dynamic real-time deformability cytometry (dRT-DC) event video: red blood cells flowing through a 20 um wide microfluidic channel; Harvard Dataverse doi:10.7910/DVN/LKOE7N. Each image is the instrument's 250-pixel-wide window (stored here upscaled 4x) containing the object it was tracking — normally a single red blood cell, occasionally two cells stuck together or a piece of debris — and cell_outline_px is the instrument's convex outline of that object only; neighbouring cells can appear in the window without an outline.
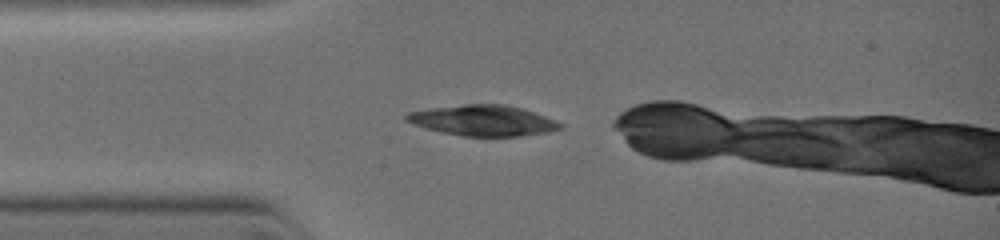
{"species": "common noctule bat (a hibernating species)", "species_latin": "Nyctalus noctula", "temperature_condition": "warm", "stored_images_in_passage": 6, "camera_frame_rate_fps": 3000, "um_per_image_px": 0.085, "animal": {"sex": "female", "body_mass_g": 19.0, "forearm_length_mm": 51.5}, "frame": {"image": 1, "passage_image": 1, "time_ms": 0.0, "image_size_px": [1000, 240], "cell_outline_px": [[564, 124], [560, 128], [544, 132], [520, 136], [464, 136], [444, 132], [412, 124], [404, 120], [404, 116], [408, 112], [428, 108], [464, 104], [504, 104], [520, 108], [556, 120]], "centroid_in_image_um": [41.01, 10.23], "position_along_channel_um": 44.0, "area_um2": 27.17}}
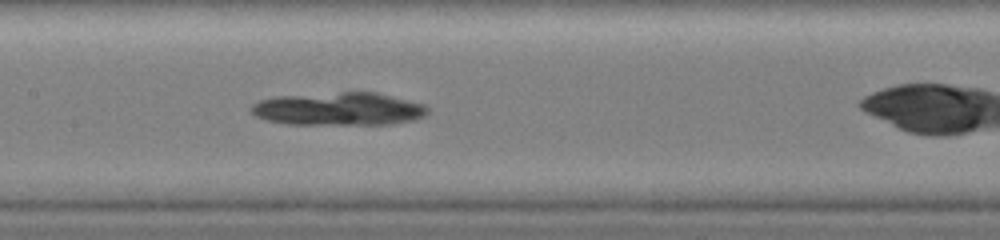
{"frame": {"image": 2, "passage_image": 5, "time_ms": 2.667, "image_size_px": [1000, 240], "cell_outline_px": [[428, 112], [424, 116], [412, 120], [388, 124], [288, 124], [268, 120], [256, 116], [252, 112], [252, 104], [260, 100], [276, 96], [340, 92], [376, 92], [424, 104], [428, 108]], "centroid_in_image_um": [28.8, 9.25], "position_along_channel_um": 178.6, "area_um2": 33.76}}